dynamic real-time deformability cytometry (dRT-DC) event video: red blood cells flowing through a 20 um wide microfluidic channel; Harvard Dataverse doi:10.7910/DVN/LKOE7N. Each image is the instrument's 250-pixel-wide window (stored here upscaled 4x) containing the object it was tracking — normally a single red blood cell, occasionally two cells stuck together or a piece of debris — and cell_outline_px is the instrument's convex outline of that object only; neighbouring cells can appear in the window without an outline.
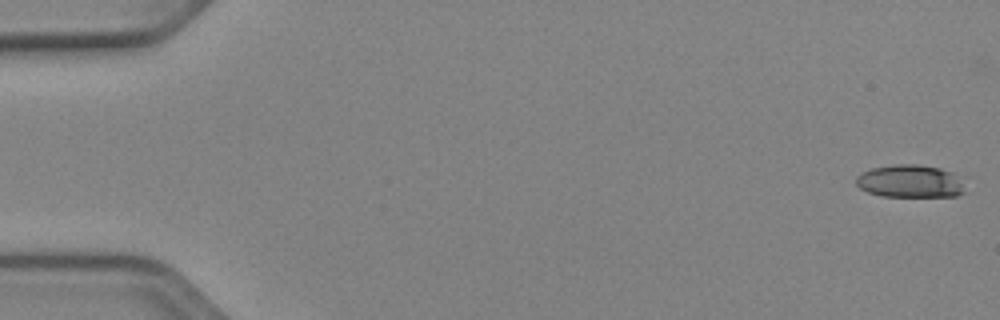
{"species": "Egyptian fruit bat (a non-hibernating species)", "species_latin": "Rousettus aegyptiacus", "temperature_condition": "cold", "stored_images_in_passage": 52, "camera_frame_rate_fps": 3000, "um_per_image_px": 0.085, "animal": {"sex": "female"}, "frame": {"image": 1, "passage_image": 1, "time_ms": 0.0, "image_size_px": [1000, 320], "cell_outline_px": [[964, 192], [956, 196], [880, 196], [868, 192], [860, 188], [856, 184], [856, 176], [872, 168], [896, 164], [916, 164], [940, 168], [952, 172], [960, 184]], "centroid_in_image_um": [77.29, 15.41], "position_along_channel_um": 7.7, "area_um2": 20.4}}
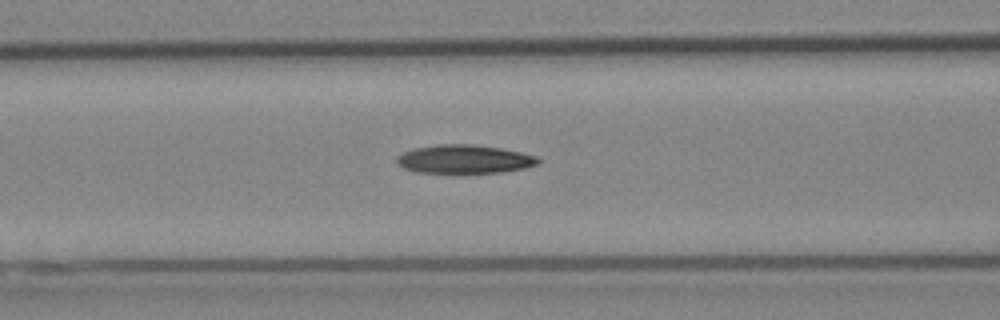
{"frame": {"image": 2, "passage_image": 22, "time_ms": 7.0, "image_size_px": [1000, 320], "cell_outline_px": [[540, 160], [536, 164], [524, 168], [500, 172], [416, 172], [404, 168], [396, 160], [396, 156], [412, 148], [436, 144], [472, 144], [500, 148], [520, 152], [536, 156]], "centroid_in_image_um": [39.43, 13.51], "position_along_channel_um": 127.2, "area_um2": 23.24}}
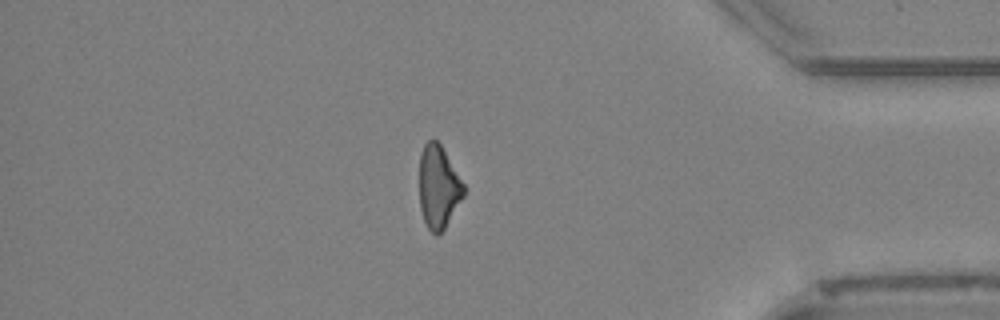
{"frame": {"image": 3, "passage_image": 45, "time_ms": 14.667, "image_size_px": [1000, 320], "cell_outline_px": [[464, 196], [444, 228], [436, 236], [428, 228], [424, 220], [420, 208], [420, 152], [424, 144], [428, 140], [436, 140], [440, 144], [464, 184]], "centroid_in_image_um": [37.26, 15.88], "position_along_channel_um": 397.9, "area_um2": 21.1}, "authors_computed_cell_mechanics": {"area_um2": 22.5998, "velocity_mm_per_s": 3.9365, "shape_relaxation_time_tau1_ms": 6.9663, "shape_relaxation_time_tau2_ms": null, "deformation_change_tau1": 0.2077, "deformation_change_tau2": null}}